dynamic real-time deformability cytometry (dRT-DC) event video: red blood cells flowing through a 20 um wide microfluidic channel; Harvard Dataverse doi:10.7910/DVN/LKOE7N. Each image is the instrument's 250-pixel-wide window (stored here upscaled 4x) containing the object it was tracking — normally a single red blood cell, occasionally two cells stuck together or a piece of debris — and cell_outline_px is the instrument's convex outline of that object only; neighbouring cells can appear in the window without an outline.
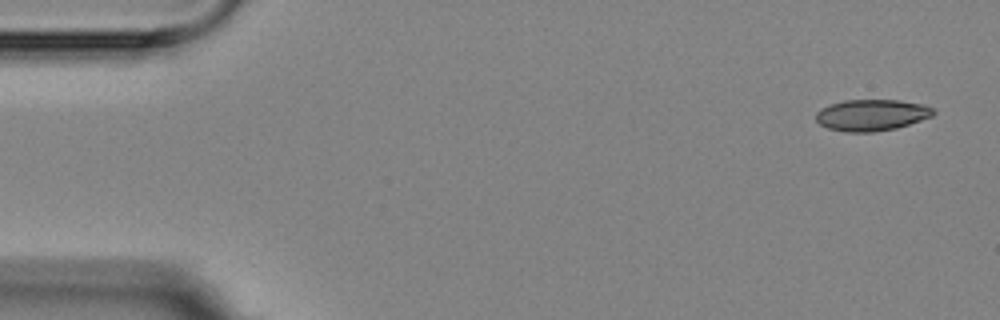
{"species": "Egyptian fruit bat (a non-hibernating species)", "species_latin": "Rousettus aegyptiacus", "temperature_condition": "room temperature", "stored_images_in_passage": 5, "camera_frame_rate_fps": 3000, "um_per_image_px": 0.085, "animal": {"sex": "female"}, "frame": {"image": 1, "passage_image": 1, "time_ms": 0.0, "image_size_px": [1000, 320], "cell_outline_px": [[936, 112], [932, 116], [896, 128], [872, 132], [844, 132], [828, 128], [820, 124], [816, 120], [816, 112], [820, 108], [844, 100], [900, 100], [924, 104], [932, 108]], "centroid_in_image_um": [74.08, 9.77], "position_along_channel_um": 10.9, "area_um2": 21.44}}
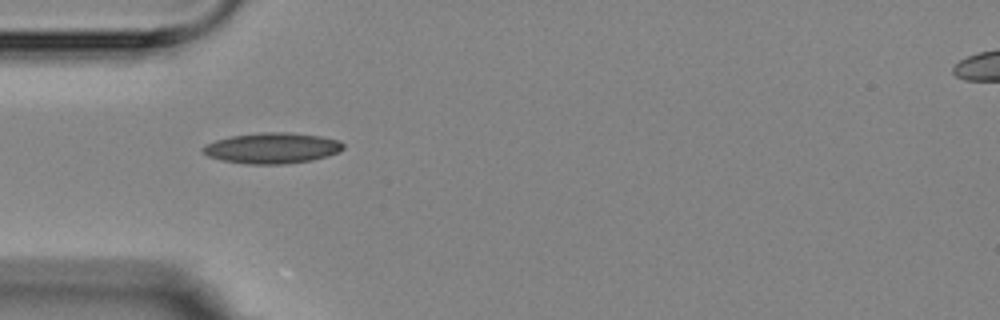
{"frame": {"image": 2, "passage_image": 4, "time_ms": 4.667, "image_size_px": [1000, 320], "cell_outline_px": [[344, 148], [340, 152], [328, 156], [312, 160], [284, 164], [244, 164], [224, 160], [208, 156], [200, 148], [204, 144], [216, 140], [232, 136], [260, 132], [288, 132], [320, 136], [340, 140], [344, 144]], "centroid_in_image_um": [23.15, 12.58], "position_along_channel_um": 61.8, "area_um2": 25.26}}
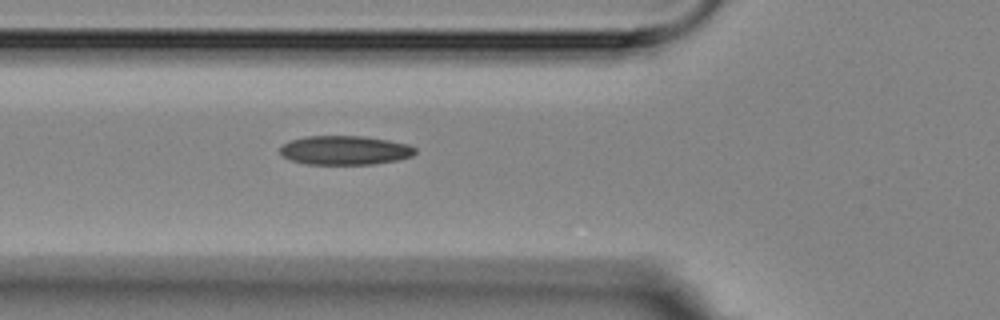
{"frame": {"image": 3, "passage_image": 5, "time_ms": 5.667, "image_size_px": [1000, 320], "cell_outline_px": [[416, 152], [412, 156], [396, 160], [372, 164], [304, 164], [292, 160], [284, 156], [280, 152], [280, 148], [284, 144], [292, 140], [304, 136], [364, 136], [388, 140], [408, 144], [416, 148]], "centroid_in_image_um": [29.33, 12.77], "position_along_channel_um": 96.5, "area_um2": 22.77}}